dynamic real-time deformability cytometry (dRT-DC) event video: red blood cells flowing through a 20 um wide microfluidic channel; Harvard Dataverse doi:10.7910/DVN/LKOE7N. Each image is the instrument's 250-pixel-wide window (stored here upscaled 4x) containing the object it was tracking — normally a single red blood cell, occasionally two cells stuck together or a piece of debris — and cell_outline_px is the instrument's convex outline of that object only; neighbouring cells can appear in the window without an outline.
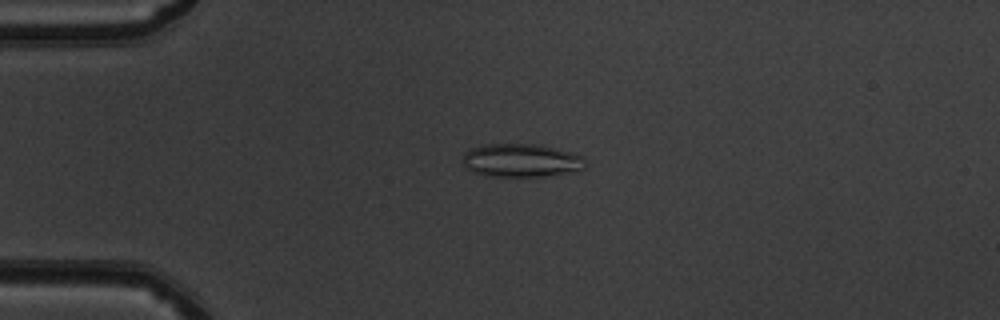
{"species": "common noctule bat (a hibernating species)", "species_latin": "Nyctalus noctula", "temperature_condition": "warm", "stored_images_in_passage": 43, "camera_frame_rate_fps": 3000, "um_per_image_px": 0.085, "animal": {"sex": "male", "body_mass_g": 19.5, "forearm_length_mm": 54.6}, "frame": {"image": 1, "passage_image": 5, "time_ms": 1.333, "image_size_px": [1000, 320], "cell_outline_px": [[584, 168], [576, 172], [544, 176], [488, 176], [472, 172], [464, 168], [464, 152], [472, 148], [484, 144], [536, 144], [584, 156]], "centroid_in_image_um": [44.28, 13.65], "position_along_channel_um": 40.7, "area_um2": 23.76}}
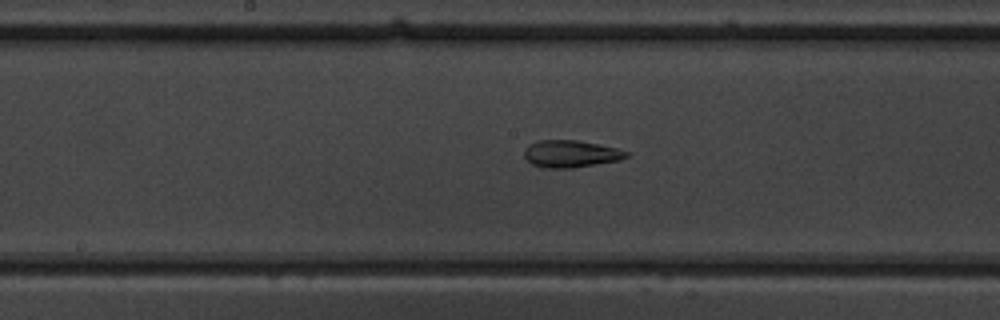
{"frame": {"image": 2, "passage_image": 19, "time_ms": 6.0, "image_size_px": [1000, 320], "cell_outline_px": [[632, 152], [628, 156], [620, 160], [572, 168], [540, 168], [532, 164], [524, 156], [524, 148], [528, 144], [536, 140], [576, 140], [616, 148]], "centroid_in_image_um": [48.49, 13.08], "position_along_channel_um": 199.7, "area_um2": 16.3}}
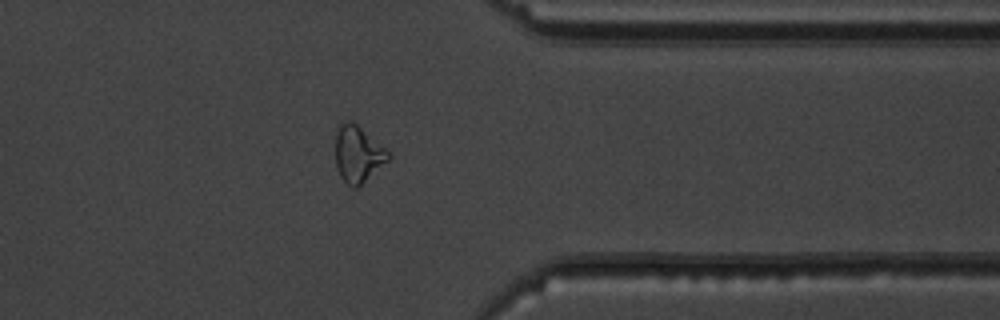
{"frame": {"image": 3, "passage_image": 33, "time_ms": 10.667, "image_size_px": [1000, 320], "cell_outline_px": [[392, 156], [388, 160], [356, 188], [352, 188], [340, 176], [336, 164], [336, 128], [348, 120], [352, 120], [384, 148]], "centroid_in_image_um": [30.4, 13.09], "position_along_channel_um": 381.0, "area_um2": 16.94}, "authors_computed_cell_mechanics": {"area_um2": 17.2244, "velocity_mm_per_s": 4.056, "shape_relaxation_time_tau1_ms": null, "shape_relaxation_time_tau2_ms": 2.652, "deformation_change_tau1": null, "deformation_change_tau2": 0.1085}}